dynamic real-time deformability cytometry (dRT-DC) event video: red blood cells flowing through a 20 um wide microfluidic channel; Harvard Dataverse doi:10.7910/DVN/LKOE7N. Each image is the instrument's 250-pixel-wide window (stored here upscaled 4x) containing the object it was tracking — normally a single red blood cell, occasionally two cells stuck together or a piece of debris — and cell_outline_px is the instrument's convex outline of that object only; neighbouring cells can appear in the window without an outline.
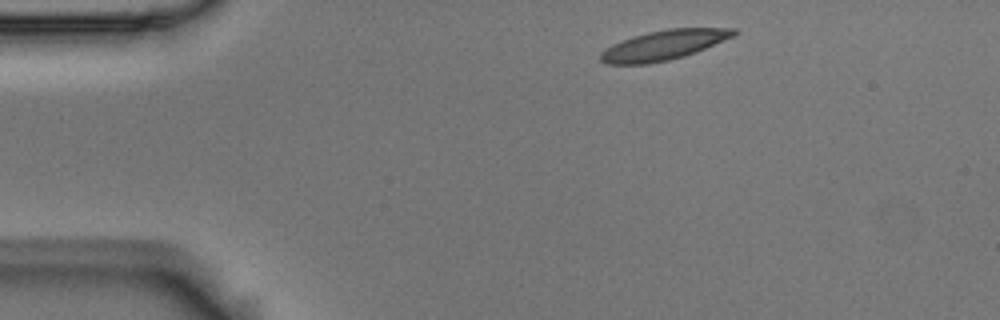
{"species": "Egyptian fruit bat (a non-hibernating species)", "species_latin": "Rousettus aegyptiacus", "temperature_condition": "room temperature", "stored_images_in_passage": 3, "camera_frame_rate_fps": 3000, "um_per_image_px": 0.085, "animal": {"sex": "male"}, "frame": {"image": 1, "passage_image": 1, "time_ms": 0.0, "image_size_px": [1000, 320], "cell_outline_px": [[740, 32], [732, 36], [696, 52], [684, 56], [668, 60], [648, 64], [608, 64], [600, 60], [600, 52], [604, 48], [612, 44], [632, 36], [648, 32], [668, 28], [736, 28]], "centroid_in_image_um": [56.39, 3.83], "position_along_channel_um": 28.6, "area_um2": 23.06}}